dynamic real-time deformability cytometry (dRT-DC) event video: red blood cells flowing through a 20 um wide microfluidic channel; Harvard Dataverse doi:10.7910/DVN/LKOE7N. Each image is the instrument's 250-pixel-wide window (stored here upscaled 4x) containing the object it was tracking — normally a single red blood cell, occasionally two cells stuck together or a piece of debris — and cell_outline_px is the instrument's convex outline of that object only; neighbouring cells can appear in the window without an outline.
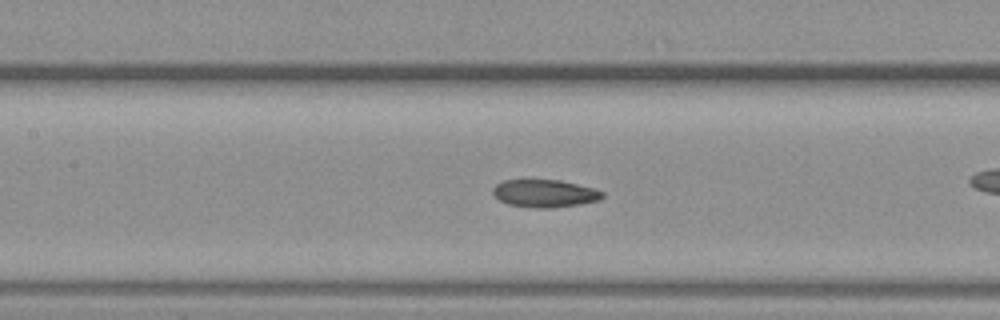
{"species": "common noctule bat (a hibernating species)", "species_latin": "Nyctalus noctula", "temperature_condition": "warm", "stored_images_in_passage": 52, "camera_frame_rate_fps": 3000, "um_per_image_px": 0.085, "animal": {"sex": "female", "body_mass_g": 19.3, "forearm_length_mm": 54.1}, "frame": {"image": 1, "passage_image": 23, "time_ms": 7.333, "image_size_px": [1000, 320], "cell_outline_px": [[604, 196], [596, 200], [580, 204], [552, 208], [536, 208], [508, 204], [500, 200], [492, 192], [492, 188], [496, 184], [504, 180], [560, 180], [596, 188], [604, 192]], "centroid_in_image_um": [46.31, 16.43], "position_along_channel_um": 161.1, "area_um2": 17.63}}